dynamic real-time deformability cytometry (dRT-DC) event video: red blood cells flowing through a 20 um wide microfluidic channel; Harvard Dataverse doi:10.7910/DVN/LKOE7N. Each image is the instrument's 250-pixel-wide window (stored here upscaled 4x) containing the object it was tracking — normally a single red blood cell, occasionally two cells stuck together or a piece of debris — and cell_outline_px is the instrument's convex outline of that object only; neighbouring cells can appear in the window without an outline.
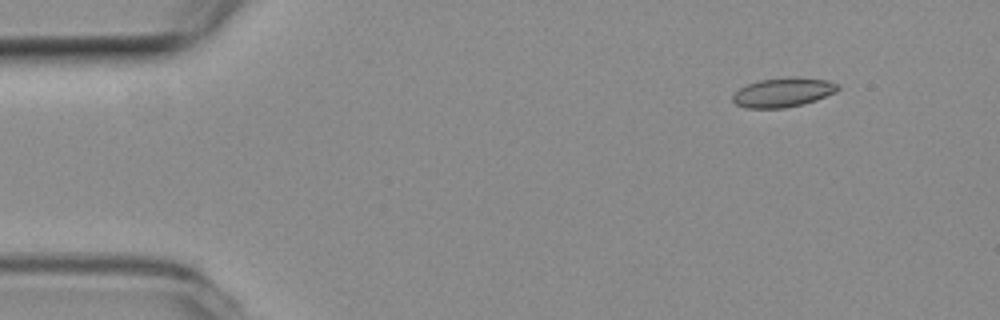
{"species": "common noctule bat (a hibernating species)", "species_latin": "Nyctalus noctula", "temperature_condition": "room temperature", "stored_images_in_passage": 28, "camera_frame_rate_fps": 3000, "um_per_image_px": 0.085, "animal": {"sex": "female", "body_mass_g": 19.3, "forearm_length_mm": 54.1}, "frame": {"image": 1, "passage_image": 1, "time_ms": 0.0, "image_size_px": [1000, 320], "cell_outline_px": [[840, 88], [836, 92], [816, 100], [804, 104], [784, 108], [748, 108], [736, 104], [732, 100], [732, 96], [740, 88], [748, 84], [760, 80], [784, 76], [796, 76], [828, 80], [840, 84]], "centroid_in_image_um": [66.61, 7.83], "position_along_channel_um": 18.4, "area_um2": 18.21}}
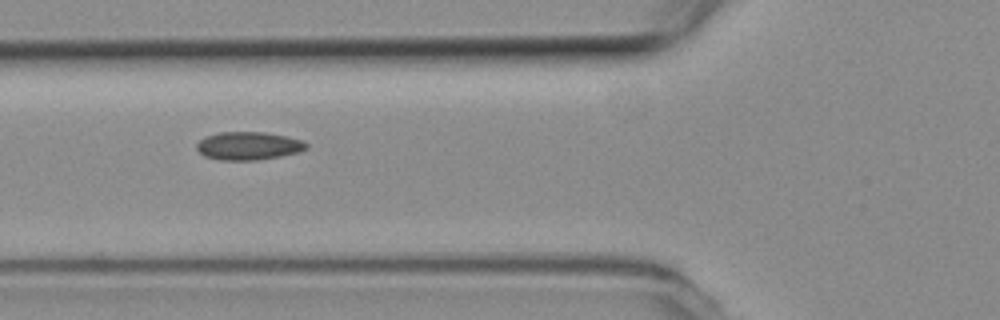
{"frame": {"image": 2, "passage_image": 15, "time_ms": 4.667, "image_size_px": [1000, 320], "cell_outline_px": [[308, 148], [300, 152], [280, 156], [256, 160], [220, 160], [204, 156], [196, 148], [196, 144], [204, 136], [220, 132], [264, 132], [288, 136], [304, 140], [308, 144]], "centroid_in_image_um": [21.14, 12.39], "position_along_channel_um": 104.7, "area_um2": 18.15}}
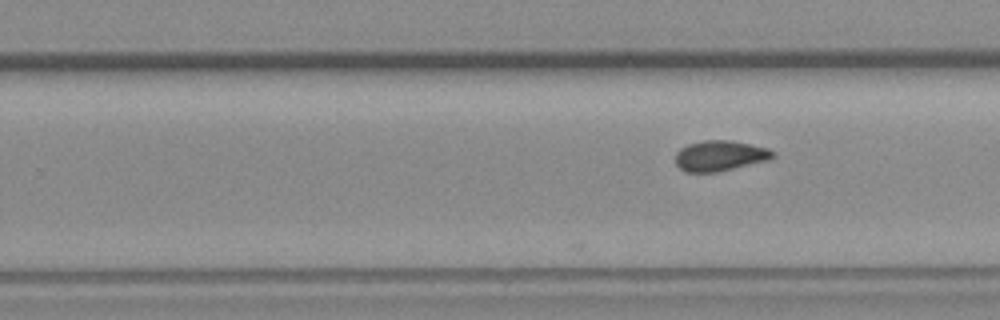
{"frame": {"image": 3, "passage_image": 28, "time_ms": 9.0, "image_size_px": [1000, 320], "cell_outline_px": [[776, 156], [768, 160], [716, 172], [684, 172], [676, 164], [676, 152], [680, 148], [688, 144], [704, 140], [732, 140], [768, 148]], "centroid_in_image_um": [61.17, 13.23], "position_along_channel_um": 268.6, "area_um2": 17.22}}